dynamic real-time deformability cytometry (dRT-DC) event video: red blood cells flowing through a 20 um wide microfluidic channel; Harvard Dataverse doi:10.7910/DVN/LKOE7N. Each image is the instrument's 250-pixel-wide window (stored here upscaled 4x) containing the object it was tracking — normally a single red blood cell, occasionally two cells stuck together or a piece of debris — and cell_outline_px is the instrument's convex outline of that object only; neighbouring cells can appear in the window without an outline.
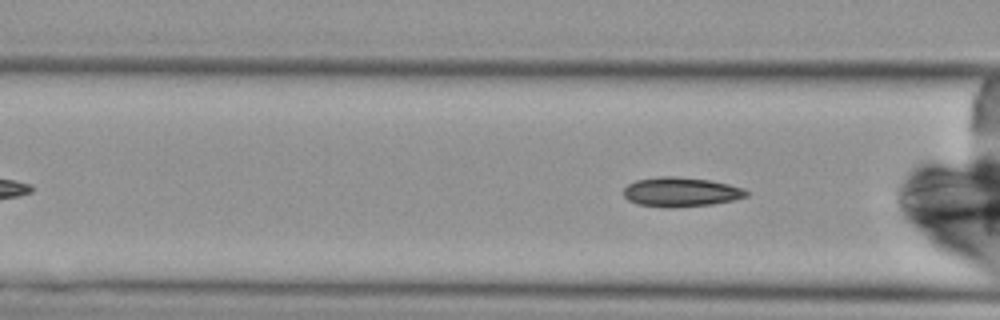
{"species": "Egyptian fruit bat (a non-hibernating species)", "species_latin": "Rousettus aegyptiacus", "temperature_condition": "cold", "stored_images_in_passage": 5, "camera_frame_rate_fps": 3000, "um_per_image_px": 0.085, "animal": {"sex": "female"}, "frame": {"image": 1, "passage_image": 5, "time_ms": 5.667, "image_size_px": [1000, 320], "cell_outline_px": [[748, 196], [736, 200], [712, 204], [672, 208], [664, 208], [636, 204], [628, 200], [624, 196], [624, 188], [628, 184], [636, 180], [660, 176], [676, 176], [708, 180], [728, 184], [744, 188], [748, 192]], "centroid_in_image_um": [57.87, 16.33], "position_along_channel_um": 108.7, "area_um2": 21.27}}